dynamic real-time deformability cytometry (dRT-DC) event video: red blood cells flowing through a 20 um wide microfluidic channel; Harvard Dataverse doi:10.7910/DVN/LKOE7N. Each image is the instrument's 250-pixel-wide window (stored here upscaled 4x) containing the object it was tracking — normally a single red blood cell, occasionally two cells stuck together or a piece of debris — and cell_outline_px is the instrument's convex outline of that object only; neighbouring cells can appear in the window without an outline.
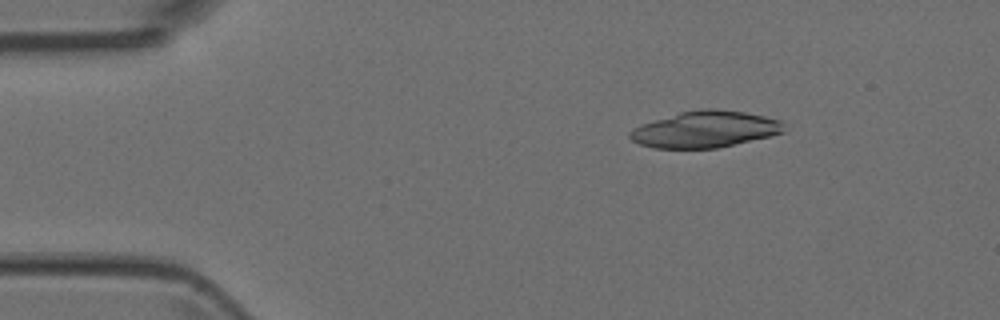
{"species": "Egyptian fruit bat (a non-hibernating species)", "species_latin": "Rousettus aegyptiacus", "temperature_condition": "room temperature", "stored_images_in_passage": 4, "camera_frame_rate_fps": 3000, "um_per_image_px": 0.085, "animal": {"sex": "female"}, "frame": {"image": 1, "passage_image": 3, "time_ms": 0.667, "image_size_px": [1000, 320], "cell_outline_px": [[784, 132], [772, 136], [716, 148], [652, 148], [640, 144], [632, 140], [628, 136], [628, 132], [644, 124], [680, 112], [700, 108], [744, 112], [764, 116], [780, 120]], "centroid_in_image_um": [59.94, 11.0], "position_along_channel_um": 25.1, "area_um2": 32.25}}